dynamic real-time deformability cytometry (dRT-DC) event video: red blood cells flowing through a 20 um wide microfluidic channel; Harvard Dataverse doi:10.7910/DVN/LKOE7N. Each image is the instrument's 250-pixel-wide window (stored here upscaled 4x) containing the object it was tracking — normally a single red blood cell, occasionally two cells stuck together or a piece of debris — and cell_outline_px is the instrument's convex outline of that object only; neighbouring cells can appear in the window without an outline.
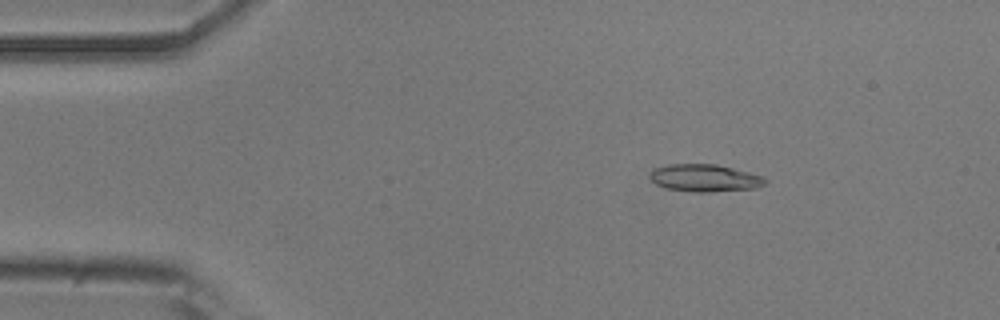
{"species": "common noctule bat (a hibernating species)", "species_latin": "Nyctalus noctula", "temperature_condition": "room temperature", "stored_images_in_passage": 19, "camera_frame_rate_fps": 3000, "um_per_image_px": 0.085, "animal": {"sex": "male", "body_mass_g": 20.5, "forearm_length_mm": 52.5}, "frame": {"image": 1, "passage_image": 8, "time_ms": 2.333, "image_size_px": [1000, 320], "cell_outline_px": [[768, 180], [764, 184], [756, 188], [712, 192], [692, 192], [664, 188], [656, 184], [648, 176], [648, 172], [656, 168], [668, 164], [716, 164], [764, 176]], "centroid_in_image_um": [59.88, 15.13], "position_along_channel_um": 25.1, "area_um2": 18.55}}
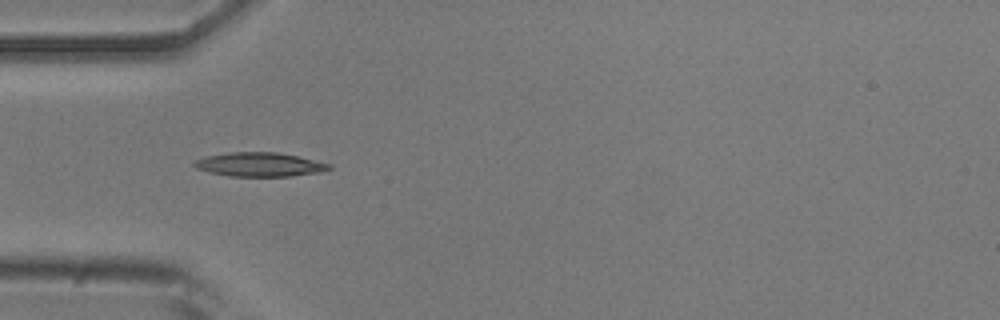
{"frame": {"image": 2, "passage_image": 16, "time_ms": 5.0, "image_size_px": [1000, 320], "cell_outline_px": [[332, 168], [320, 172], [292, 176], [228, 176], [208, 172], [196, 168], [192, 164], [196, 160], [204, 156], [228, 152], [276, 152], [300, 156], [332, 164]], "centroid_in_image_um": [22.07, 13.98], "position_along_channel_um": 62.9, "area_um2": 19.07}}
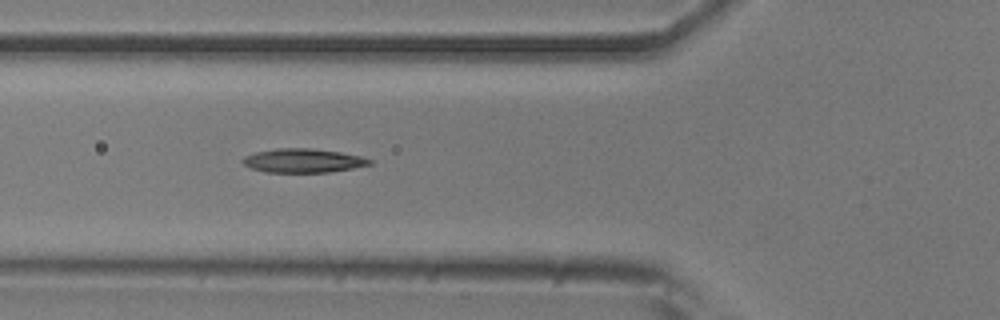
{"frame": {"image": 3, "passage_image": 19, "time_ms": 6.0, "image_size_px": [1000, 320], "cell_outline_px": [[372, 164], [352, 168], [328, 172], [264, 172], [252, 168], [244, 164], [240, 160], [244, 156], [256, 152], [280, 148], [308, 148], [340, 152], [360, 156], [372, 160]], "centroid_in_image_um": [25.74, 13.65], "position_along_channel_um": 100.1, "area_um2": 17.51}}